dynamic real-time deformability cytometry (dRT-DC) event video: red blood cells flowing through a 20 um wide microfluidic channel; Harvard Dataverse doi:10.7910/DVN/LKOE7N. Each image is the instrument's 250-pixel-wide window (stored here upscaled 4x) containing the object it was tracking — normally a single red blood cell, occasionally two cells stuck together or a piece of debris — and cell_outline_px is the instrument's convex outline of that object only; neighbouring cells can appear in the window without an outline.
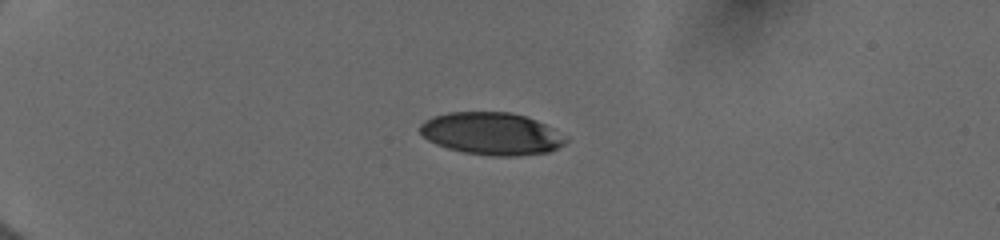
{"species": "human", "species_latin": "Homo sapiens", "temperature_condition": "cold", "stored_images_in_passage": 39, "camera_frame_rate_fps": 3000, "um_per_image_px": 0.085, "donor": {"sex": "female"}, "frame": {"image": 1, "passage_image": 1, "time_ms": 0.0, "image_size_px": [1000, 240], "cell_outline_px": [[568, 140], [564, 144], [548, 152], [516, 156], [492, 156], [464, 152], [448, 148], [436, 144], [428, 140], [420, 132], [420, 124], [424, 120], [432, 116], [448, 112], [512, 112], [536, 120], [544, 124]], "centroid_in_image_um": [41.73, 11.35], "position_along_channel_um": 43.3, "area_um2": 35.72}}
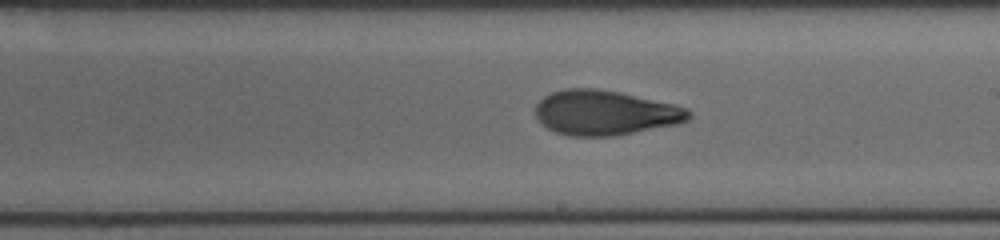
{"frame": {"image": 2, "passage_image": 20, "time_ms": 6.333, "image_size_px": [1000, 240], "cell_outline_px": [[692, 116], [688, 120], [680, 124], [612, 136], [568, 136], [556, 132], [548, 128], [536, 116], [536, 104], [544, 96], [552, 92], [564, 88], [596, 88], [620, 92], [676, 104], [688, 108], [692, 112]], "centroid_in_image_um": [51.48, 9.57], "position_along_channel_um": 237.5, "area_um2": 40.29}}
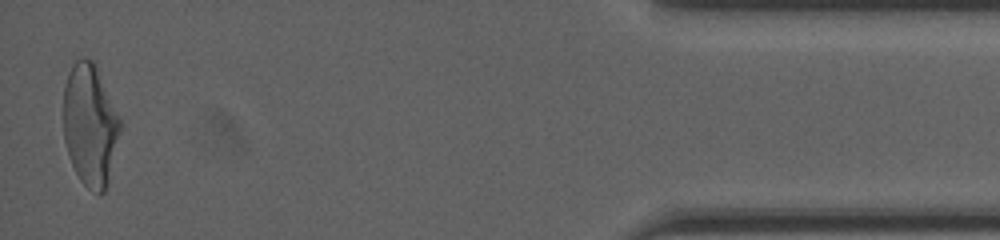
{"frame": {"image": 3, "passage_image": 39, "time_ms": 12.667, "image_size_px": [1000, 240], "cell_outline_px": [[120, 132], [104, 192], [100, 196], [92, 192], [80, 180], [72, 164], [64, 140], [64, 88], [68, 72], [72, 64], [76, 60], [84, 56], [92, 60], [96, 64], [120, 120]], "centroid_in_image_um": [7.64, 10.59], "position_along_channel_um": 427.6, "area_um2": 39.88}, "authors_computed_cell_mechanics": {"area_um2": 39.882, "velocity_mm_per_s": 4.0112, "shape_relaxation_time_tau1_ms": 5.9531, "shape_relaxation_time_tau2_ms": 1.9459, "deformation_change_tau1": 0.2096, "deformation_change_tau2": 0.09}}